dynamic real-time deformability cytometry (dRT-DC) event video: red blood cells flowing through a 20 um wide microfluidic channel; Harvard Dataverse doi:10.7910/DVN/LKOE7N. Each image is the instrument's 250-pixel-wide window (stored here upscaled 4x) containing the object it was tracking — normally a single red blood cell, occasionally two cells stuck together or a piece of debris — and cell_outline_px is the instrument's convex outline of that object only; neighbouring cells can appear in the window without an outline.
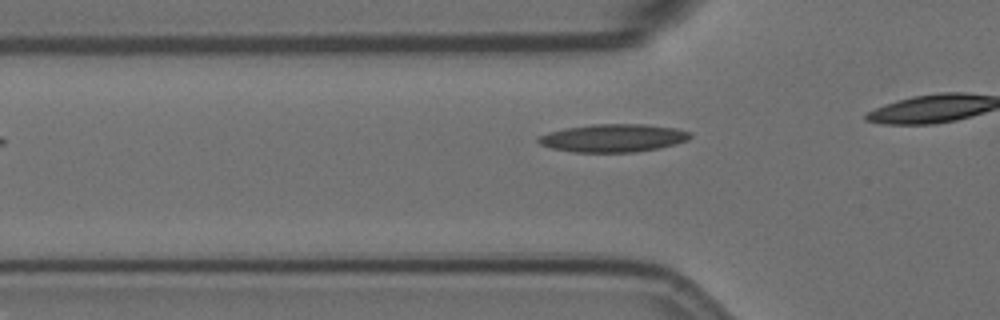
{"species": "Egyptian fruit bat (a non-hibernating species)", "species_latin": "Rousettus aegyptiacus", "temperature_condition": "room temperature", "stored_images_in_passage": 15, "camera_frame_rate_fps": 3000, "um_per_image_px": 0.085, "animal": {"sex": "female"}, "frame": {"image": 1, "passage_image": 5, "time_ms": 1.333, "image_size_px": [1000, 320], "cell_outline_px": [[692, 136], [688, 140], [676, 144], [660, 148], [636, 152], [572, 152], [552, 148], [540, 144], [536, 140], [540, 136], [548, 132], [564, 128], [592, 124], [644, 124], [676, 128], [692, 132]], "centroid_in_image_um": [52.15, 11.73], "position_along_channel_um": 73.7, "area_um2": 24.91}}
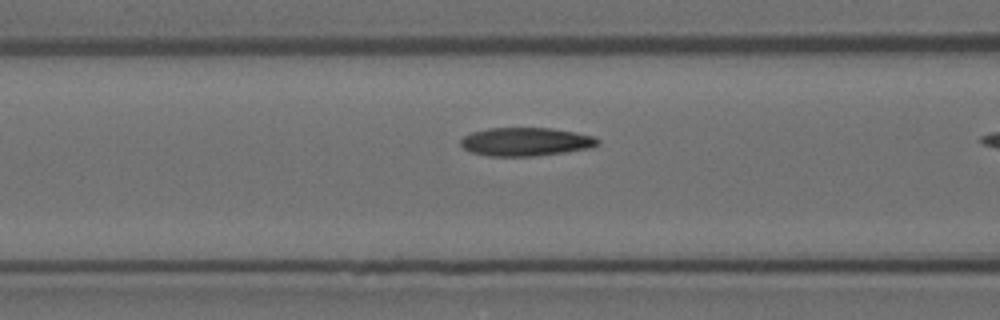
{"frame": {"image": 2, "passage_image": 9, "time_ms": 2.667, "image_size_px": [1000, 320], "cell_outline_px": [[600, 144], [592, 148], [536, 156], [488, 156], [468, 152], [460, 144], [460, 140], [464, 136], [472, 132], [488, 128], [552, 128], [576, 132], [592, 136], [600, 140]], "centroid_in_image_um": [44.69, 12.05], "position_along_channel_um": 121.9, "area_um2": 22.89}}
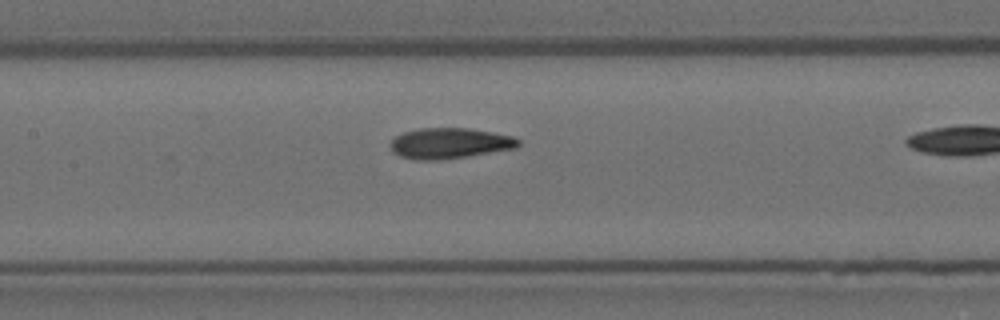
{"frame": {"image": 3, "passage_image": 13, "time_ms": 4.0, "image_size_px": [1000, 320], "cell_outline_px": [[520, 144], [516, 148], [468, 156], [432, 160], [420, 160], [400, 156], [392, 152], [392, 140], [396, 136], [404, 132], [420, 128], [468, 128], [492, 132], [512, 136], [520, 140]], "centroid_in_image_um": [38.24, 12.17], "position_along_channel_um": 169.2, "area_um2": 22.6}}